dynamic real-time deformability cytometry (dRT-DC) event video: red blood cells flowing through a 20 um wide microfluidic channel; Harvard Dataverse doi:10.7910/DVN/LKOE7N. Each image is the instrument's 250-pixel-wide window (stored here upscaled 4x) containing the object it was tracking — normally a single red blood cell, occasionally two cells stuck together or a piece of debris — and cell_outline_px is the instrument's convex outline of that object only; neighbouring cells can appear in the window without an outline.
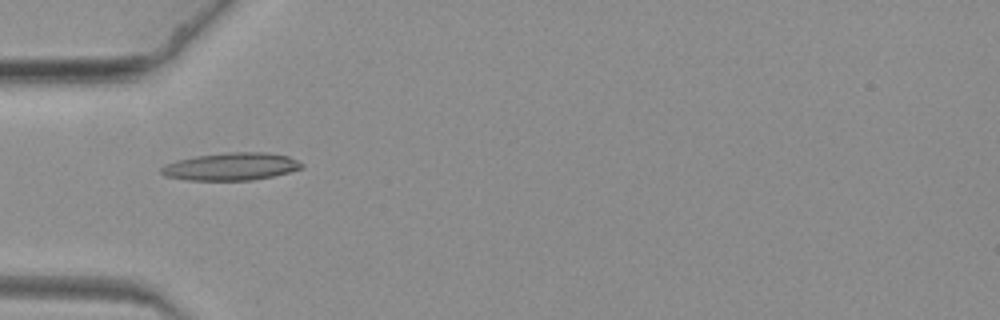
{"species": "common noctule bat (a hibernating species)", "species_latin": "Nyctalus noctula", "temperature_condition": "warm", "stored_images_in_passage": 35, "camera_frame_rate_fps": 3000, "um_per_image_px": 0.085, "animal": {"sex": "female", "body_mass_g": 19.3, "forearm_length_mm": 54.1}, "frame": {"image": 1, "passage_image": 1, "time_ms": 0.0, "image_size_px": [1000, 320], "cell_outline_px": [[304, 168], [272, 176], [252, 180], [188, 180], [164, 176], [160, 172], [160, 168], [164, 164], [176, 160], [196, 156], [228, 152], [268, 152], [288, 156], [304, 164]], "centroid_in_image_um": [19.63, 14.15], "position_along_channel_um": 65.4, "area_um2": 22.66}}
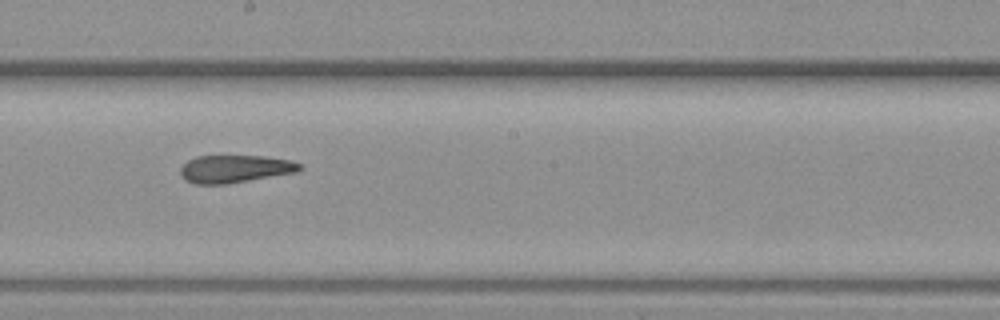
{"frame": {"image": 2, "passage_image": 16, "time_ms": 5.0, "image_size_px": [1000, 320], "cell_outline_px": [[304, 168], [296, 172], [228, 184], [196, 184], [184, 180], [180, 176], [180, 168], [188, 160], [196, 156], [264, 156], [292, 160], [300, 164]], "centroid_in_image_um": [19.96, 14.35], "position_along_channel_um": 228.2, "area_um2": 19.36}}
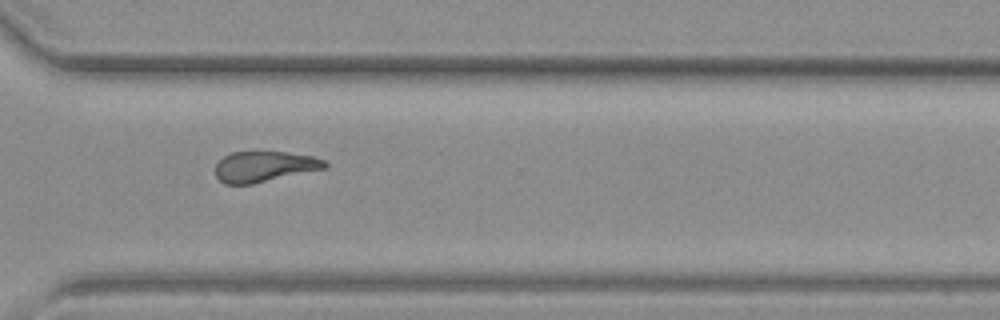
{"frame": {"image": 3, "passage_image": 27, "time_ms": 8.667, "image_size_px": [1000, 320], "cell_outline_px": [[328, 168], [252, 184], [224, 184], [216, 176], [216, 164], [224, 156], [232, 152], [256, 148], [312, 156], [324, 160], [328, 164]], "centroid_in_image_um": [22.46, 14.11], "position_along_channel_um": 348.1, "area_um2": 20.23}}